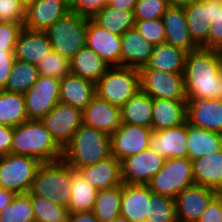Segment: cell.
<instances>
[{
  "label": "cell",
  "instance_id": "40",
  "mask_svg": "<svg viewBox=\"0 0 222 222\" xmlns=\"http://www.w3.org/2000/svg\"><path fill=\"white\" fill-rule=\"evenodd\" d=\"M151 213L147 222H178L175 199L150 190Z\"/></svg>",
  "mask_w": 222,
  "mask_h": 222
},
{
  "label": "cell",
  "instance_id": "52",
  "mask_svg": "<svg viewBox=\"0 0 222 222\" xmlns=\"http://www.w3.org/2000/svg\"><path fill=\"white\" fill-rule=\"evenodd\" d=\"M137 0H108L107 5L121 11H134Z\"/></svg>",
  "mask_w": 222,
  "mask_h": 222
},
{
  "label": "cell",
  "instance_id": "54",
  "mask_svg": "<svg viewBox=\"0 0 222 222\" xmlns=\"http://www.w3.org/2000/svg\"><path fill=\"white\" fill-rule=\"evenodd\" d=\"M195 0H167L169 6L184 7Z\"/></svg>",
  "mask_w": 222,
  "mask_h": 222
},
{
  "label": "cell",
  "instance_id": "8",
  "mask_svg": "<svg viewBox=\"0 0 222 222\" xmlns=\"http://www.w3.org/2000/svg\"><path fill=\"white\" fill-rule=\"evenodd\" d=\"M41 164L40 160L25 155L0 156V188L15 194L28 193Z\"/></svg>",
  "mask_w": 222,
  "mask_h": 222
},
{
  "label": "cell",
  "instance_id": "21",
  "mask_svg": "<svg viewBox=\"0 0 222 222\" xmlns=\"http://www.w3.org/2000/svg\"><path fill=\"white\" fill-rule=\"evenodd\" d=\"M53 50L45 31H33L23 27L15 44V58L33 65L40 61Z\"/></svg>",
  "mask_w": 222,
  "mask_h": 222
},
{
  "label": "cell",
  "instance_id": "37",
  "mask_svg": "<svg viewBox=\"0 0 222 222\" xmlns=\"http://www.w3.org/2000/svg\"><path fill=\"white\" fill-rule=\"evenodd\" d=\"M39 76L36 65L16 59L4 90L25 94Z\"/></svg>",
  "mask_w": 222,
  "mask_h": 222
},
{
  "label": "cell",
  "instance_id": "51",
  "mask_svg": "<svg viewBox=\"0 0 222 222\" xmlns=\"http://www.w3.org/2000/svg\"><path fill=\"white\" fill-rule=\"evenodd\" d=\"M68 222H100L93 211L69 212Z\"/></svg>",
  "mask_w": 222,
  "mask_h": 222
},
{
  "label": "cell",
  "instance_id": "15",
  "mask_svg": "<svg viewBox=\"0 0 222 222\" xmlns=\"http://www.w3.org/2000/svg\"><path fill=\"white\" fill-rule=\"evenodd\" d=\"M186 122L198 128L222 133V100L187 97Z\"/></svg>",
  "mask_w": 222,
  "mask_h": 222
},
{
  "label": "cell",
  "instance_id": "19",
  "mask_svg": "<svg viewBox=\"0 0 222 222\" xmlns=\"http://www.w3.org/2000/svg\"><path fill=\"white\" fill-rule=\"evenodd\" d=\"M149 148L165 159L188 158L187 122L168 129L152 131Z\"/></svg>",
  "mask_w": 222,
  "mask_h": 222
},
{
  "label": "cell",
  "instance_id": "57",
  "mask_svg": "<svg viewBox=\"0 0 222 222\" xmlns=\"http://www.w3.org/2000/svg\"><path fill=\"white\" fill-rule=\"evenodd\" d=\"M70 8L77 2V0H63Z\"/></svg>",
  "mask_w": 222,
  "mask_h": 222
},
{
  "label": "cell",
  "instance_id": "35",
  "mask_svg": "<svg viewBox=\"0 0 222 222\" xmlns=\"http://www.w3.org/2000/svg\"><path fill=\"white\" fill-rule=\"evenodd\" d=\"M97 191L96 188L75 171L71 179L69 212L93 211Z\"/></svg>",
  "mask_w": 222,
  "mask_h": 222
},
{
  "label": "cell",
  "instance_id": "18",
  "mask_svg": "<svg viewBox=\"0 0 222 222\" xmlns=\"http://www.w3.org/2000/svg\"><path fill=\"white\" fill-rule=\"evenodd\" d=\"M82 123L111 135L122 125L121 108L95 95L82 111Z\"/></svg>",
  "mask_w": 222,
  "mask_h": 222
},
{
  "label": "cell",
  "instance_id": "11",
  "mask_svg": "<svg viewBox=\"0 0 222 222\" xmlns=\"http://www.w3.org/2000/svg\"><path fill=\"white\" fill-rule=\"evenodd\" d=\"M40 121L50 132L55 142L63 149L83 124L82 111L59 102Z\"/></svg>",
  "mask_w": 222,
  "mask_h": 222
},
{
  "label": "cell",
  "instance_id": "3",
  "mask_svg": "<svg viewBox=\"0 0 222 222\" xmlns=\"http://www.w3.org/2000/svg\"><path fill=\"white\" fill-rule=\"evenodd\" d=\"M111 156L110 135L84 124L63 148L62 159L77 170Z\"/></svg>",
  "mask_w": 222,
  "mask_h": 222
},
{
  "label": "cell",
  "instance_id": "9",
  "mask_svg": "<svg viewBox=\"0 0 222 222\" xmlns=\"http://www.w3.org/2000/svg\"><path fill=\"white\" fill-rule=\"evenodd\" d=\"M140 90L152 99L187 100L183 74L139 69Z\"/></svg>",
  "mask_w": 222,
  "mask_h": 222
},
{
  "label": "cell",
  "instance_id": "42",
  "mask_svg": "<svg viewBox=\"0 0 222 222\" xmlns=\"http://www.w3.org/2000/svg\"><path fill=\"white\" fill-rule=\"evenodd\" d=\"M208 21L212 22L208 33V49L222 45V0H206Z\"/></svg>",
  "mask_w": 222,
  "mask_h": 222
},
{
  "label": "cell",
  "instance_id": "44",
  "mask_svg": "<svg viewBox=\"0 0 222 222\" xmlns=\"http://www.w3.org/2000/svg\"><path fill=\"white\" fill-rule=\"evenodd\" d=\"M168 7L167 0H137L134 9L135 20L160 19Z\"/></svg>",
  "mask_w": 222,
  "mask_h": 222
},
{
  "label": "cell",
  "instance_id": "29",
  "mask_svg": "<svg viewBox=\"0 0 222 222\" xmlns=\"http://www.w3.org/2000/svg\"><path fill=\"white\" fill-rule=\"evenodd\" d=\"M110 68L106 62L92 49L88 47L81 48L70 59L71 73L87 79L94 84L106 73Z\"/></svg>",
  "mask_w": 222,
  "mask_h": 222
},
{
  "label": "cell",
  "instance_id": "58",
  "mask_svg": "<svg viewBox=\"0 0 222 222\" xmlns=\"http://www.w3.org/2000/svg\"><path fill=\"white\" fill-rule=\"evenodd\" d=\"M217 52H218V55H219V58H220V62H221V65H222V45L216 49Z\"/></svg>",
  "mask_w": 222,
  "mask_h": 222
},
{
  "label": "cell",
  "instance_id": "56",
  "mask_svg": "<svg viewBox=\"0 0 222 222\" xmlns=\"http://www.w3.org/2000/svg\"><path fill=\"white\" fill-rule=\"evenodd\" d=\"M18 1L24 6V8H26L32 3L33 0H18Z\"/></svg>",
  "mask_w": 222,
  "mask_h": 222
},
{
  "label": "cell",
  "instance_id": "48",
  "mask_svg": "<svg viewBox=\"0 0 222 222\" xmlns=\"http://www.w3.org/2000/svg\"><path fill=\"white\" fill-rule=\"evenodd\" d=\"M15 60L14 51H0V90L5 89Z\"/></svg>",
  "mask_w": 222,
  "mask_h": 222
},
{
  "label": "cell",
  "instance_id": "59",
  "mask_svg": "<svg viewBox=\"0 0 222 222\" xmlns=\"http://www.w3.org/2000/svg\"><path fill=\"white\" fill-rule=\"evenodd\" d=\"M221 198H222V192H219V194H218Z\"/></svg>",
  "mask_w": 222,
  "mask_h": 222
},
{
  "label": "cell",
  "instance_id": "53",
  "mask_svg": "<svg viewBox=\"0 0 222 222\" xmlns=\"http://www.w3.org/2000/svg\"><path fill=\"white\" fill-rule=\"evenodd\" d=\"M15 195L12 191L0 188V212L12 202Z\"/></svg>",
  "mask_w": 222,
  "mask_h": 222
},
{
  "label": "cell",
  "instance_id": "1",
  "mask_svg": "<svg viewBox=\"0 0 222 222\" xmlns=\"http://www.w3.org/2000/svg\"><path fill=\"white\" fill-rule=\"evenodd\" d=\"M183 77L187 97L222 100V65L216 49L187 53Z\"/></svg>",
  "mask_w": 222,
  "mask_h": 222
},
{
  "label": "cell",
  "instance_id": "30",
  "mask_svg": "<svg viewBox=\"0 0 222 222\" xmlns=\"http://www.w3.org/2000/svg\"><path fill=\"white\" fill-rule=\"evenodd\" d=\"M188 158L195 160L222 149V133L205 130L187 123Z\"/></svg>",
  "mask_w": 222,
  "mask_h": 222
},
{
  "label": "cell",
  "instance_id": "14",
  "mask_svg": "<svg viewBox=\"0 0 222 222\" xmlns=\"http://www.w3.org/2000/svg\"><path fill=\"white\" fill-rule=\"evenodd\" d=\"M218 194L214 189L195 183L186 187L174 198L178 222H197Z\"/></svg>",
  "mask_w": 222,
  "mask_h": 222
},
{
  "label": "cell",
  "instance_id": "7",
  "mask_svg": "<svg viewBox=\"0 0 222 222\" xmlns=\"http://www.w3.org/2000/svg\"><path fill=\"white\" fill-rule=\"evenodd\" d=\"M192 184L194 178L189 158L165 159L163 167L147 183L152 192L170 198H175Z\"/></svg>",
  "mask_w": 222,
  "mask_h": 222
},
{
  "label": "cell",
  "instance_id": "10",
  "mask_svg": "<svg viewBox=\"0 0 222 222\" xmlns=\"http://www.w3.org/2000/svg\"><path fill=\"white\" fill-rule=\"evenodd\" d=\"M59 78L40 75L24 94L28 120H41L60 102Z\"/></svg>",
  "mask_w": 222,
  "mask_h": 222
},
{
  "label": "cell",
  "instance_id": "47",
  "mask_svg": "<svg viewBox=\"0 0 222 222\" xmlns=\"http://www.w3.org/2000/svg\"><path fill=\"white\" fill-rule=\"evenodd\" d=\"M108 0H77L70 8L71 12L79 16L93 18L106 4Z\"/></svg>",
  "mask_w": 222,
  "mask_h": 222
},
{
  "label": "cell",
  "instance_id": "25",
  "mask_svg": "<svg viewBox=\"0 0 222 222\" xmlns=\"http://www.w3.org/2000/svg\"><path fill=\"white\" fill-rule=\"evenodd\" d=\"M60 102L83 111L96 95L95 84L72 73L60 81Z\"/></svg>",
  "mask_w": 222,
  "mask_h": 222
},
{
  "label": "cell",
  "instance_id": "27",
  "mask_svg": "<svg viewBox=\"0 0 222 222\" xmlns=\"http://www.w3.org/2000/svg\"><path fill=\"white\" fill-rule=\"evenodd\" d=\"M191 162L195 184L222 192V149Z\"/></svg>",
  "mask_w": 222,
  "mask_h": 222
},
{
  "label": "cell",
  "instance_id": "22",
  "mask_svg": "<svg viewBox=\"0 0 222 222\" xmlns=\"http://www.w3.org/2000/svg\"><path fill=\"white\" fill-rule=\"evenodd\" d=\"M162 20L165 27V43L187 53L199 48L190 36L183 7L169 6Z\"/></svg>",
  "mask_w": 222,
  "mask_h": 222
},
{
  "label": "cell",
  "instance_id": "24",
  "mask_svg": "<svg viewBox=\"0 0 222 222\" xmlns=\"http://www.w3.org/2000/svg\"><path fill=\"white\" fill-rule=\"evenodd\" d=\"M76 171L97 190L123 184L120 162L113 155L94 165L78 168Z\"/></svg>",
  "mask_w": 222,
  "mask_h": 222
},
{
  "label": "cell",
  "instance_id": "23",
  "mask_svg": "<svg viewBox=\"0 0 222 222\" xmlns=\"http://www.w3.org/2000/svg\"><path fill=\"white\" fill-rule=\"evenodd\" d=\"M154 45L142 37L134 28L121 36L120 67L140 69L146 66Z\"/></svg>",
  "mask_w": 222,
  "mask_h": 222
},
{
  "label": "cell",
  "instance_id": "41",
  "mask_svg": "<svg viewBox=\"0 0 222 222\" xmlns=\"http://www.w3.org/2000/svg\"><path fill=\"white\" fill-rule=\"evenodd\" d=\"M36 67L40 75L59 79L71 73L70 60L53 50Z\"/></svg>",
  "mask_w": 222,
  "mask_h": 222
},
{
  "label": "cell",
  "instance_id": "5",
  "mask_svg": "<svg viewBox=\"0 0 222 222\" xmlns=\"http://www.w3.org/2000/svg\"><path fill=\"white\" fill-rule=\"evenodd\" d=\"M88 18L69 12L58 19L45 32L53 51L69 60L86 45Z\"/></svg>",
  "mask_w": 222,
  "mask_h": 222
},
{
  "label": "cell",
  "instance_id": "39",
  "mask_svg": "<svg viewBox=\"0 0 222 222\" xmlns=\"http://www.w3.org/2000/svg\"><path fill=\"white\" fill-rule=\"evenodd\" d=\"M31 203L35 222H68V207L54 204L52 201L31 193Z\"/></svg>",
  "mask_w": 222,
  "mask_h": 222
},
{
  "label": "cell",
  "instance_id": "20",
  "mask_svg": "<svg viewBox=\"0 0 222 222\" xmlns=\"http://www.w3.org/2000/svg\"><path fill=\"white\" fill-rule=\"evenodd\" d=\"M120 215L130 222L146 221L151 213L150 189L147 184H122Z\"/></svg>",
  "mask_w": 222,
  "mask_h": 222
},
{
  "label": "cell",
  "instance_id": "45",
  "mask_svg": "<svg viewBox=\"0 0 222 222\" xmlns=\"http://www.w3.org/2000/svg\"><path fill=\"white\" fill-rule=\"evenodd\" d=\"M23 23L0 22V51H14Z\"/></svg>",
  "mask_w": 222,
  "mask_h": 222
},
{
  "label": "cell",
  "instance_id": "55",
  "mask_svg": "<svg viewBox=\"0 0 222 222\" xmlns=\"http://www.w3.org/2000/svg\"><path fill=\"white\" fill-rule=\"evenodd\" d=\"M112 222H130V221L124 216L118 215Z\"/></svg>",
  "mask_w": 222,
  "mask_h": 222
},
{
  "label": "cell",
  "instance_id": "49",
  "mask_svg": "<svg viewBox=\"0 0 222 222\" xmlns=\"http://www.w3.org/2000/svg\"><path fill=\"white\" fill-rule=\"evenodd\" d=\"M197 222H222V198L217 195Z\"/></svg>",
  "mask_w": 222,
  "mask_h": 222
},
{
  "label": "cell",
  "instance_id": "6",
  "mask_svg": "<svg viewBox=\"0 0 222 222\" xmlns=\"http://www.w3.org/2000/svg\"><path fill=\"white\" fill-rule=\"evenodd\" d=\"M139 90V70L131 67H110L95 83L96 95L120 108Z\"/></svg>",
  "mask_w": 222,
  "mask_h": 222
},
{
  "label": "cell",
  "instance_id": "50",
  "mask_svg": "<svg viewBox=\"0 0 222 222\" xmlns=\"http://www.w3.org/2000/svg\"><path fill=\"white\" fill-rule=\"evenodd\" d=\"M14 128L0 124V156L10 153Z\"/></svg>",
  "mask_w": 222,
  "mask_h": 222
},
{
  "label": "cell",
  "instance_id": "46",
  "mask_svg": "<svg viewBox=\"0 0 222 222\" xmlns=\"http://www.w3.org/2000/svg\"><path fill=\"white\" fill-rule=\"evenodd\" d=\"M25 8L18 0H0V22L23 23Z\"/></svg>",
  "mask_w": 222,
  "mask_h": 222
},
{
  "label": "cell",
  "instance_id": "12",
  "mask_svg": "<svg viewBox=\"0 0 222 222\" xmlns=\"http://www.w3.org/2000/svg\"><path fill=\"white\" fill-rule=\"evenodd\" d=\"M165 158L147 148L137 155L120 161L121 177L125 184H147L163 167Z\"/></svg>",
  "mask_w": 222,
  "mask_h": 222
},
{
  "label": "cell",
  "instance_id": "28",
  "mask_svg": "<svg viewBox=\"0 0 222 222\" xmlns=\"http://www.w3.org/2000/svg\"><path fill=\"white\" fill-rule=\"evenodd\" d=\"M183 8L192 40L199 48L208 49V33L212 22L208 21L206 0H195Z\"/></svg>",
  "mask_w": 222,
  "mask_h": 222
},
{
  "label": "cell",
  "instance_id": "13",
  "mask_svg": "<svg viewBox=\"0 0 222 222\" xmlns=\"http://www.w3.org/2000/svg\"><path fill=\"white\" fill-rule=\"evenodd\" d=\"M152 131L144 126L122 123L118 130L110 135L111 155L120 162L128 156L144 151L149 148Z\"/></svg>",
  "mask_w": 222,
  "mask_h": 222
},
{
  "label": "cell",
  "instance_id": "34",
  "mask_svg": "<svg viewBox=\"0 0 222 222\" xmlns=\"http://www.w3.org/2000/svg\"><path fill=\"white\" fill-rule=\"evenodd\" d=\"M99 26L122 36L135 25L134 11H121L107 4L92 18Z\"/></svg>",
  "mask_w": 222,
  "mask_h": 222
},
{
  "label": "cell",
  "instance_id": "2",
  "mask_svg": "<svg viewBox=\"0 0 222 222\" xmlns=\"http://www.w3.org/2000/svg\"><path fill=\"white\" fill-rule=\"evenodd\" d=\"M10 153L36 158L42 163L59 161L63 149L40 120H27L14 127Z\"/></svg>",
  "mask_w": 222,
  "mask_h": 222
},
{
  "label": "cell",
  "instance_id": "33",
  "mask_svg": "<svg viewBox=\"0 0 222 222\" xmlns=\"http://www.w3.org/2000/svg\"><path fill=\"white\" fill-rule=\"evenodd\" d=\"M27 120L24 94L0 90V124L14 128Z\"/></svg>",
  "mask_w": 222,
  "mask_h": 222
},
{
  "label": "cell",
  "instance_id": "17",
  "mask_svg": "<svg viewBox=\"0 0 222 222\" xmlns=\"http://www.w3.org/2000/svg\"><path fill=\"white\" fill-rule=\"evenodd\" d=\"M86 47L97 53L108 66L120 67L121 36L99 26L88 18Z\"/></svg>",
  "mask_w": 222,
  "mask_h": 222
},
{
  "label": "cell",
  "instance_id": "26",
  "mask_svg": "<svg viewBox=\"0 0 222 222\" xmlns=\"http://www.w3.org/2000/svg\"><path fill=\"white\" fill-rule=\"evenodd\" d=\"M187 100L152 99L153 131L168 129L186 122Z\"/></svg>",
  "mask_w": 222,
  "mask_h": 222
},
{
  "label": "cell",
  "instance_id": "38",
  "mask_svg": "<svg viewBox=\"0 0 222 222\" xmlns=\"http://www.w3.org/2000/svg\"><path fill=\"white\" fill-rule=\"evenodd\" d=\"M0 222H35L31 193L16 194L0 212Z\"/></svg>",
  "mask_w": 222,
  "mask_h": 222
},
{
  "label": "cell",
  "instance_id": "32",
  "mask_svg": "<svg viewBox=\"0 0 222 222\" xmlns=\"http://www.w3.org/2000/svg\"><path fill=\"white\" fill-rule=\"evenodd\" d=\"M122 123L152 127V98L139 90L121 107Z\"/></svg>",
  "mask_w": 222,
  "mask_h": 222
},
{
  "label": "cell",
  "instance_id": "4",
  "mask_svg": "<svg viewBox=\"0 0 222 222\" xmlns=\"http://www.w3.org/2000/svg\"><path fill=\"white\" fill-rule=\"evenodd\" d=\"M75 171L63 159L44 162L36 172L29 193L68 207L71 198V179Z\"/></svg>",
  "mask_w": 222,
  "mask_h": 222
},
{
  "label": "cell",
  "instance_id": "16",
  "mask_svg": "<svg viewBox=\"0 0 222 222\" xmlns=\"http://www.w3.org/2000/svg\"><path fill=\"white\" fill-rule=\"evenodd\" d=\"M70 11L63 0H33L25 8L23 27L33 31H46Z\"/></svg>",
  "mask_w": 222,
  "mask_h": 222
},
{
  "label": "cell",
  "instance_id": "36",
  "mask_svg": "<svg viewBox=\"0 0 222 222\" xmlns=\"http://www.w3.org/2000/svg\"><path fill=\"white\" fill-rule=\"evenodd\" d=\"M122 185L98 190L93 212L100 222H112L120 215Z\"/></svg>",
  "mask_w": 222,
  "mask_h": 222
},
{
  "label": "cell",
  "instance_id": "43",
  "mask_svg": "<svg viewBox=\"0 0 222 222\" xmlns=\"http://www.w3.org/2000/svg\"><path fill=\"white\" fill-rule=\"evenodd\" d=\"M134 29L154 46L165 43V27L162 18L136 20Z\"/></svg>",
  "mask_w": 222,
  "mask_h": 222
},
{
  "label": "cell",
  "instance_id": "31",
  "mask_svg": "<svg viewBox=\"0 0 222 222\" xmlns=\"http://www.w3.org/2000/svg\"><path fill=\"white\" fill-rule=\"evenodd\" d=\"M187 52L167 43L155 45L148 64L140 69L183 74Z\"/></svg>",
  "mask_w": 222,
  "mask_h": 222
}]
</instances>
